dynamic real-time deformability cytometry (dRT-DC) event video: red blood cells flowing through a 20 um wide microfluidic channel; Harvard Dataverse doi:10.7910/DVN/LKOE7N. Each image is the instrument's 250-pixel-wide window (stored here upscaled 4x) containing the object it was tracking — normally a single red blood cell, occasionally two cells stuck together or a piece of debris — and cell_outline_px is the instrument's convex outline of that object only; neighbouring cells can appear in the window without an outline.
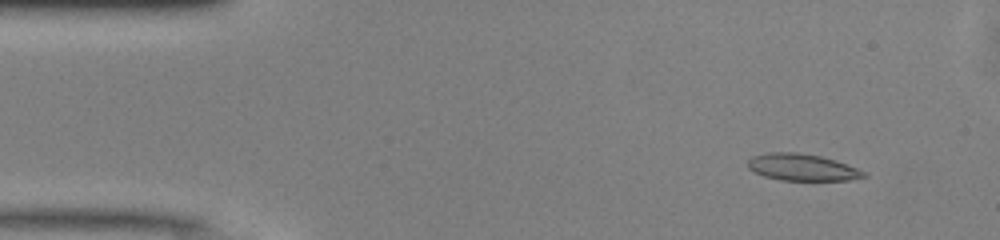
{"species": "common noctule bat (a hibernating species)", "species_latin": "Nyctalus noctula", "temperature_condition": "warm", "stored_images_in_passage": 49, "camera_frame_rate_fps": 3000, "um_per_image_px": 0.085, "animal": {"sex": "male", "body_mass_g": 13.0, "forearm_length_mm": 53.1}, "frame": {"image": 1, "passage_image": 5, "time_ms": 1.333, "image_size_px": [1000, 240], "cell_outline_px": [[868, 176], [848, 180], [780, 180], [764, 176], [748, 168], [748, 160], [752, 156], [768, 152], [796, 152], [820, 156], [836, 160], [856, 168], [864, 172]], "centroid_in_image_um": [68.16, 14.21], "position_along_channel_um": 16.8, "area_um2": 17.98}}
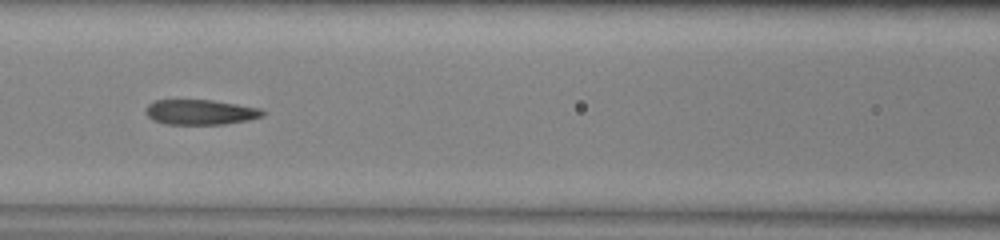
{"frame": {"image": 2, "passage_image": 21, "time_ms": 6.667, "image_size_px": [1000, 240], "cell_outline_px": [[264, 116], [248, 120], [224, 124], [164, 124], [152, 120], [144, 112], [144, 108], [148, 104], [156, 100], [212, 100], [260, 108], [264, 112]], "centroid_in_image_um": [16.99, 9.53], "position_along_channel_um": 149.6, "area_um2": 17.17}}
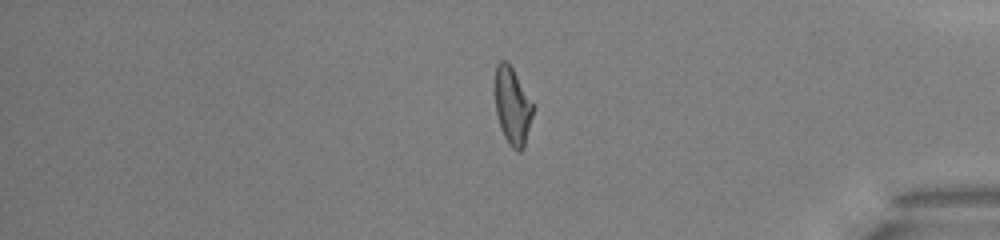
{"frame": {"image": 3, "passage_image": 41, "time_ms": 13.333, "image_size_px": [1000, 240], "cell_outline_px": [[532, 116], [524, 148], [520, 152], [516, 152], [508, 144], [500, 128], [496, 112], [492, 88], [496, 64], [500, 60], [508, 60], [532, 104]], "centroid_in_image_um": [43.48, 8.99], "position_along_channel_um": 391.7, "area_um2": 17.46}, "authors_computed_cell_mechanics": {"area_um2": 17.9758, "velocity_mm_per_s": 4.1318, "shape_relaxation_time_tau1_ms": 8.9229, "shape_relaxation_time_tau2_ms": 2.1035, "deformation_change_tau1": 0.2544, "deformation_change_tau2": 0.1062}}